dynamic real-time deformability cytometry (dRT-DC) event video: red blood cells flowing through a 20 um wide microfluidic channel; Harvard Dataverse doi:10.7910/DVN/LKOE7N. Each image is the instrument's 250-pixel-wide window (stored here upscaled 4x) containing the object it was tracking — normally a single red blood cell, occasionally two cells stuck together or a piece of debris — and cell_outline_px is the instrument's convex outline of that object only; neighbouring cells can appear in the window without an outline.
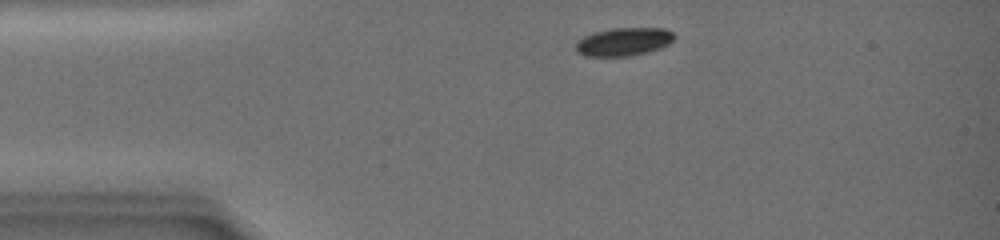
{"species": "common noctule bat (a hibernating species)", "species_latin": "Nyctalus noctula", "temperature_condition": "warm", "stored_images_in_passage": 4, "camera_frame_rate_fps": 3000, "um_per_image_px": 0.085, "animal": {"sex": "female", "body_mass_g": 19.0, "forearm_length_mm": 51.5}, "frame": {"image": 1, "passage_image": 1, "time_ms": 0.0, "image_size_px": [1000, 240], "cell_outline_px": [[676, 36], [668, 44], [660, 48], [648, 52], [628, 56], [584, 56], [576, 52], [576, 40], [592, 32], [612, 28], [664, 28], [672, 32]], "centroid_in_image_um": [52.98, 3.54], "position_along_channel_um": 32.0, "area_um2": 16.3}}